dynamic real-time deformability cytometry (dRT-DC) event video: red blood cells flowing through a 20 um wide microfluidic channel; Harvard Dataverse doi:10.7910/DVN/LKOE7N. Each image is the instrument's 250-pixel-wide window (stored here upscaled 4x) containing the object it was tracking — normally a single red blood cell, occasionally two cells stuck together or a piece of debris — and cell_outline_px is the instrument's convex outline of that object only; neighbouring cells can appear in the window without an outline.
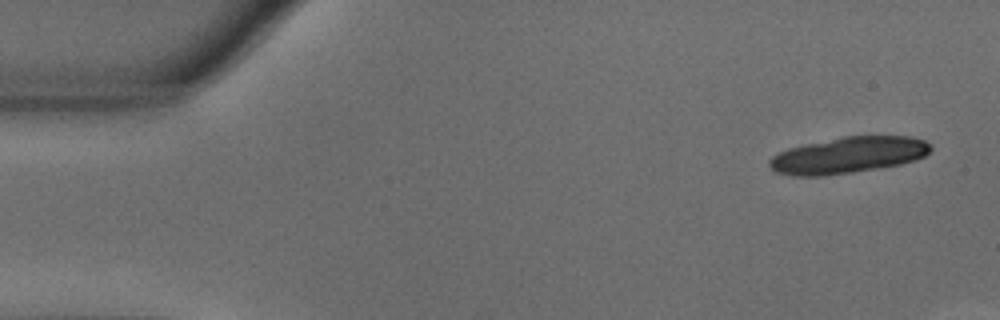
{"species": "common noctule bat (a hibernating species)", "species_latin": "Nyctalus noctula", "temperature_condition": "warm", "stored_images_in_passage": 13, "camera_frame_rate_fps": 3000, "um_per_image_px": 0.085, "animal": {"sex": "male", "body_mass_g": 18.8}, "frame": {"image": 1, "passage_image": 1, "time_ms": 0.0, "image_size_px": [1000, 320], "cell_outline_px": [[932, 148], [924, 156], [916, 160], [900, 164], [852, 172], [820, 176], [792, 176], [776, 172], [768, 164], [768, 160], [772, 156], [788, 148], [844, 136], [908, 136], [924, 140]], "centroid_in_image_um": [72.08, 13.19], "position_along_channel_um": 12.9, "area_um2": 33.81}}